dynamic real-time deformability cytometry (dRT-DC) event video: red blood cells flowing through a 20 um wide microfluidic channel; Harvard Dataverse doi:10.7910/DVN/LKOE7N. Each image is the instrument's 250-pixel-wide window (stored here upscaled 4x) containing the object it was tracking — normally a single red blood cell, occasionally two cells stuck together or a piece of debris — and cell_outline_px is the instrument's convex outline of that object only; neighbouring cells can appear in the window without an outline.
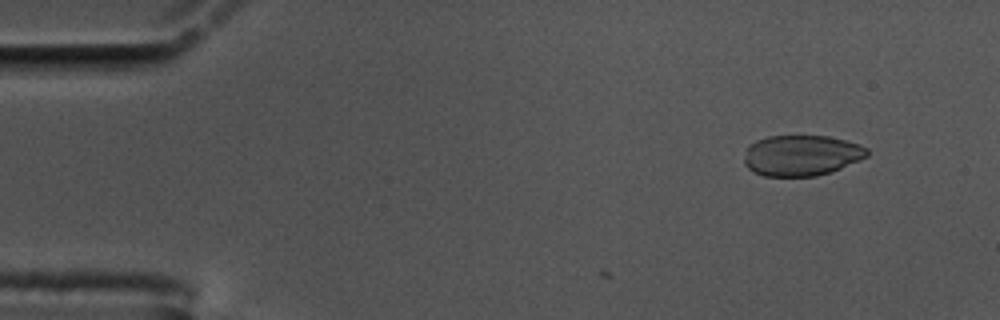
{"species": "common noctule bat (a hibernating species)", "species_latin": "Nyctalus noctula", "temperature_condition": "cold", "stored_images_in_passage": 7, "camera_frame_rate_fps": 3000, "um_per_image_px": 0.085, "animal": {"sex": "male", "body_mass_g": 17.5, "forearm_length_mm": 52.3}, "frame": {"image": 1, "passage_image": 5, "time_ms": 1.333, "image_size_px": [1000, 320], "cell_outline_px": [[868, 156], [860, 160], [832, 172], [816, 176], [764, 176], [748, 168], [744, 164], [744, 148], [748, 144], [756, 140], [768, 136], [828, 136], [860, 144], [868, 148]], "centroid_in_image_um": [68.11, 13.2], "position_along_channel_um": 16.9, "area_um2": 29.48}}